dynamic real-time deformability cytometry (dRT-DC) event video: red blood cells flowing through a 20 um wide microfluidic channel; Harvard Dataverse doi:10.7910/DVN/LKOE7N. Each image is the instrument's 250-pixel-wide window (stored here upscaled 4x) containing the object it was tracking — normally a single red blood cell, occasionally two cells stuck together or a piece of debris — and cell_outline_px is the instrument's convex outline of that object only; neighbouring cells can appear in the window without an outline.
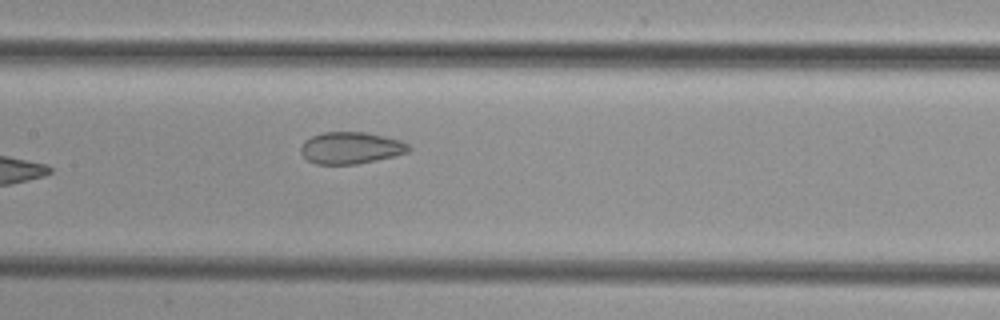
{"species": "common noctule bat (a hibernating species)", "species_latin": "Nyctalus noctula", "temperature_condition": "cold", "stored_images_in_passage": 22, "camera_frame_rate_fps": 3000, "um_per_image_px": 0.085, "animal": {"sex": "female", "body_mass_g": 29.2, "forearm_length_mm": 56.3}, "frame": {"image": 1, "passage_image": 10, "time_ms": 3.0, "image_size_px": [1000, 320], "cell_outline_px": [[412, 148], [408, 152], [396, 156], [356, 164], [316, 164], [308, 160], [300, 152], [300, 148], [304, 140], [312, 136], [324, 132], [364, 132], [384, 136], [400, 140], [408, 144]], "centroid_in_image_um": [29.83, 12.57], "position_along_channel_um": 177.6, "area_um2": 20.06}}